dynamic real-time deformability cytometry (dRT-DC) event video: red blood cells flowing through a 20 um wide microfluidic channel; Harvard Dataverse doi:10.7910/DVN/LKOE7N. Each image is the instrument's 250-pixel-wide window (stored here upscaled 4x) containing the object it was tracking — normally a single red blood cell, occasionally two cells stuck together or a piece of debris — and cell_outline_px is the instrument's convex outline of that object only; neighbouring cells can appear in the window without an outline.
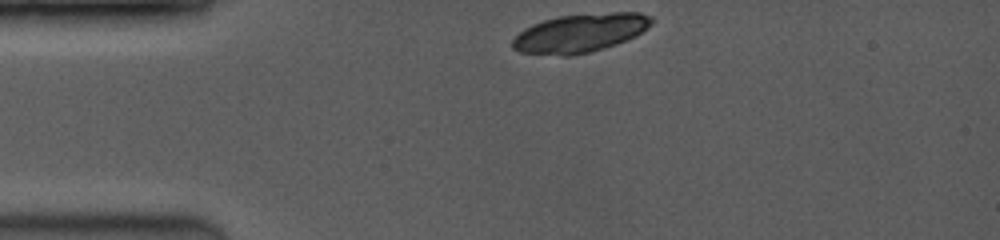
{"species": "common noctule bat (a hibernating species)", "species_latin": "Nyctalus noctula", "temperature_condition": "room temperature", "stored_images_in_passage": 7, "camera_frame_rate_fps": 3500, "um_per_image_px": 0.085, "animal": {"sex": "female", "body_mass_g": 19.0, "forearm_length_mm": 53.3}, "frame": {"image": 1, "passage_image": 1, "time_ms": 0.0, "image_size_px": [1000, 240], "cell_outline_px": [[652, 24], [648, 28], [636, 36], [616, 44], [588, 52], [572, 56], [564, 56], [520, 52], [512, 48], [512, 40], [524, 28], [532, 24], [544, 20], [560, 16], [612, 12], [640, 12], [652, 16]], "centroid_in_image_um": [49.33, 2.8], "position_along_channel_um": 35.7, "area_um2": 31.21}}